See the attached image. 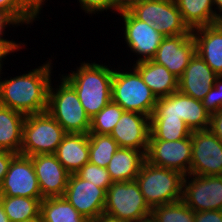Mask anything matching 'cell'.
I'll list each match as a JSON object with an SVG mask.
<instances>
[{"instance_id": "f6af8a7d", "label": "cell", "mask_w": 222, "mask_h": 222, "mask_svg": "<svg viewBox=\"0 0 222 222\" xmlns=\"http://www.w3.org/2000/svg\"><path fill=\"white\" fill-rule=\"evenodd\" d=\"M0 222H10L6 213L4 212L1 201H0Z\"/></svg>"}, {"instance_id": "f546056e", "label": "cell", "mask_w": 222, "mask_h": 222, "mask_svg": "<svg viewBox=\"0 0 222 222\" xmlns=\"http://www.w3.org/2000/svg\"><path fill=\"white\" fill-rule=\"evenodd\" d=\"M151 214L157 222H194L195 212L182 200L158 205L152 208Z\"/></svg>"}, {"instance_id": "836d02e7", "label": "cell", "mask_w": 222, "mask_h": 222, "mask_svg": "<svg viewBox=\"0 0 222 222\" xmlns=\"http://www.w3.org/2000/svg\"><path fill=\"white\" fill-rule=\"evenodd\" d=\"M201 102L211 115L222 110V76L216 78L211 90Z\"/></svg>"}, {"instance_id": "52a82bcc", "label": "cell", "mask_w": 222, "mask_h": 222, "mask_svg": "<svg viewBox=\"0 0 222 222\" xmlns=\"http://www.w3.org/2000/svg\"><path fill=\"white\" fill-rule=\"evenodd\" d=\"M151 212L152 208L136 180L113 182L108 187L103 214L125 222H136Z\"/></svg>"}, {"instance_id": "7dc6e473", "label": "cell", "mask_w": 222, "mask_h": 222, "mask_svg": "<svg viewBox=\"0 0 222 222\" xmlns=\"http://www.w3.org/2000/svg\"><path fill=\"white\" fill-rule=\"evenodd\" d=\"M40 11L42 10L41 8H43V5L45 4L44 2L46 0H30Z\"/></svg>"}, {"instance_id": "9a60e30c", "label": "cell", "mask_w": 222, "mask_h": 222, "mask_svg": "<svg viewBox=\"0 0 222 222\" xmlns=\"http://www.w3.org/2000/svg\"><path fill=\"white\" fill-rule=\"evenodd\" d=\"M195 53L196 46L192 34L167 36L161 41L152 60L165 66L179 79Z\"/></svg>"}, {"instance_id": "7402d4cb", "label": "cell", "mask_w": 222, "mask_h": 222, "mask_svg": "<svg viewBox=\"0 0 222 222\" xmlns=\"http://www.w3.org/2000/svg\"><path fill=\"white\" fill-rule=\"evenodd\" d=\"M145 161V152L138 149L119 148L113 154L106 169L113 182L132 181L136 180Z\"/></svg>"}, {"instance_id": "ffe728a7", "label": "cell", "mask_w": 222, "mask_h": 222, "mask_svg": "<svg viewBox=\"0 0 222 222\" xmlns=\"http://www.w3.org/2000/svg\"><path fill=\"white\" fill-rule=\"evenodd\" d=\"M55 155L70 174L78 172L89 162L88 134L67 133L58 145Z\"/></svg>"}, {"instance_id": "4fadbf2b", "label": "cell", "mask_w": 222, "mask_h": 222, "mask_svg": "<svg viewBox=\"0 0 222 222\" xmlns=\"http://www.w3.org/2000/svg\"><path fill=\"white\" fill-rule=\"evenodd\" d=\"M192 159L191 135L175 141L149 140L146 161L189 175Z\"/></svg>"}, {"instance_id": "6da1fadb", "label": "cell", "mask_w": 222, "mask_h": 222, "mask_svg": "<svg viewBox=\"0 0 222 222\" xmlns=\"http://www.w3.org/2000/svg\"><path fill=\"white\" fill-rule=\"evenodd\" d=\"M52 60L19 76L1 79L0 105L22 114L42 113L48 108V90L51 79Z\"/></svg>"}, {"instance_id": "83f0119b", "label": "cell", "mask_w": 222, "mask_h": 222, "mask_svg": "<svg viewBox=\"0 0 222 222\" xmlns=\"http://www.w3.org/2000/svg\"><path fill=\"white\" fill-rule=\"evenodd\" d=\"M192 130L181 118L150 117L149 140L175 141L187 138Z\"/></svg>"}, {"instance_id": "8992f818", "label": "cell", "mask_w": 222, "mask_h": 222, "mask_svg": "<svg viewBox=\"0 0 222 222\" xmlns=\"http://www.w3.org/2000/svg\"><path fill=\"white\" fill-rule=\"evenodd\" d=\"M66 134L67 132L48 111L26 115L20 154L30 157L55 154Z\"/></svg>"}, {"instance_id": "4316f807", "label": "cell", "mask_w": 222, "mask_h": 222, "mask_svg": "<svg viewBox=\"0 0 222 222\" xmlns=\"http://www.w3.org/2000/svg\"><path fill=\"white\" fill-rule=\"evenodd\" d=\"M42 200L20 196H0L4 212L10 222H24L40 218V204Z\"/></svg>"}, {"instance_id": "ba28073f", "label": "cell", "mask_w": 222, "mask_h": 222, "mask_svg": "<svg viewBox=\"0 0 222 222\" xmlns=\"http://www.w3.org/2000/svg\"><path fill=\"white\" fill-rule=\"evenodd\" d=\"M137 19L154 25L165 37L192 34L183 21L177 3L144 0L129 10Z\"/></svg>"}, {"instance_id": "ac0fdd59", "label": "cell", "mask_w": 222, "mask_h": 222, "mask_svg": "<svg viewBox=\"0 0 222 222\" xmlns=\"http://www.w3.org/2000/svg\"><path fill=\"white\" fill-rule=\"evenodd\" d=\"M218 75L195 53L182 76L178 90L189 97L202 101L211 90Z\"/></svg>"}, {"instance_id": "d590c367", "label": "cell", "mask_w": 222, "mask_h": 222, "mask_svg": "<svg viewBox=\"0 0 222 222\" xmlns=\"http://www.w3.org/2000/svg\"><path fill=\"white\" fill-rule=\"evenodd\" d=\"M78 1V0H77ZM81 9L87 14H99L98 12L104 13L106 10L112 11V2L111 0H79Z\"/></svg>"}, {"instance_id": "8d00e7d4", "label": "cell", "mask_w": 222, "mask_h": 222, "mask_svg": "<svg viewBox=\"0 0 222 222\" xmlns=\"http://www.w3.org/2000/svg\"><path fill=\"white\" fill-rule=\"evenodd\" d=\"M10 25H12L13 27H15L14 25L21 26L19 24H0V51L6 57H7V55H9L11 53H14L15 51L20 50V48L22 49V46H25V44L23 45L20 42L16 43L15 41L7 40L3 37V36H5L4 29H6L7 26L11 27Z\"/></svg>"}, {"instance_id": "5b68a950", "label": "cell", "mask_w": 222, "mask_h": 222, "mask_svg": "<svg viewBox=\"0 0 222 222\" xmlns=\"http://www.w3.org/2000/svg\"><path fill=\"white\" fill-rule=\"evenodd\" d=\"M131 71L116 70L112 78V101L119 104L124 111L137 112L151 117L157 97L144 83L140 73L132 67Z\"/></svg>"}, {"instance_id": "7c38bea8", "label": "cell", "mask_w": 222, "mask_h": 222, "mask_svg": "<svg viewBox=\"0 0 222 222\" xmlns=\"http://www.w3.org/2000/svg\"><path fill=\"white\" fill-rule=\"evenodd\" d=\"M0 196L44 199L30 156L16 154L0 187Z\"/></svg>"}, {"instance_id": "cb8c5ba5", "label": "cell", "mask_w": 222, "mask_h": 222, "mask_svg": "<svg viewBox=\"0 0 222 222\" xmlns=\"http://www.w3.org/2000/svg\"><path fill=\"white\" fill-rule=\"evenodd\" d=\"M177 6L191 31L217 23L213 0H178Z\"/></svg>"}, {"instance_id": "484cf974", "label": "cell", "mask_w": 222, "mask_h": 222, "mask_svg": "<svg viewBox=\"0 0 222 222\" xmlns=\"http://www.w3.org/2000/svg\"><path fill=\"white\" fill-rule=\"evenodd\" d=\"M42 222H90L64 196L44 198L40 204Z\"/></svg>"}, {"instance_id": "2e32d148", "label": "cell", "mask_w": 222, "mask_h": 222, "mask_svg": "<svg viewBox=\"0 0 222 222\" xmlns=\"http://www.w3.org/2000/svg\"><path fill=\"white\" fill-rule=\"evenodd\" d=\"M110 136L120 148L138 149L147 153L150 138V117L124 111Z\"/></svg>"}, {"instance_id": "74e56055", "label": "cell", "mask_w": 222, "mask_h": 222, "mask_svg": "<svg viewBox=\"0 0 222 222\" xmlns=\"http://www.w3.org/2000/svg\"><path fill=\"white\" fill-rule=\"evenodd\" d=\"M194 222H222V210L195 212Z\"/></svg>"}, {"instance_id": "1f68e13d", "label": "cell", "mask_w": 222, "mask_h": 222, "mask_svg": "<svg viewBox=\"0 0 222 222\" xmlns=\"http://www.w3.org/2000/svg\"><path fill=\"white\" fill-rule=\"evenodd\" d=\"M0 10L6 11L21 26L35 22L41 12L30 0H0Z\"/></svg>"}, {"instance_id": "816d5d0a", "label": "cell", "mask_w": 222, "mask_h": 222, "mask_svg": "<svg viewBox=\"0 0 222 222\" xmlns=\"http://www.w3.org/2000/svg\"><path fill=\"white\" fill-rule=\"evenodd\" d=\"M163 1L172 2V3H177L178 0H163Z\"/></svg>"}, {"instance_id": "ee69618b", "label": "cell", "mask_w": 222, "mask_h": 222, "mask_svg": "<svg viewBox=\"0 0 222 222\" xmlns=\"http://www.w3.org/2000/svg\"><path fill=\"white\" fill-rule=\"evenodd\" d=\"M216 18L222 17V0H213Z\"/></svg>"}, {"instance_id": "e575fe53", "label": "cell", "mask_w": 222, "mask_h": 222, "mask_svg": "<svg viewBox=\"0 0 222 222\" xmlns=\"http://www.w3.org/2000/svg\"><path fill=\"white\" fill-rule=\"evenodd\" d=\"M151 117L180 118L176 112V92L166 97L159 98Z\"/></svg>"}, {"instance_id": "9c48e42d", "label": "cell", "mask_w": 222, "mask_h": 222, "mask_svg": "<svg viewBox=\"0 0 222 222\" xmlns=\"http://www.w3.org/2000/svg\"><path fill=\"white\" fill-rule=\"evenodd\" d=\"M182 201L194 212L222 210V175H186Z\"/></svg>"}, {"instance_id": "277c9868", "label": "cell", "mask_w": 222, "mask_h": 222, "mask_svg": "<svg viewBox=\"0 0 222 222\" xmlns=\"http://www.w3.org/2000/svg\"><path fill=\"white\" fill-rule=\"evenodd\" d=\"M60 85L48 90V113L67 133L88 134L91 119L86 114L75 89L62 77ZM52 85V86H51Z\"/></svg>"}, {"instance_id": "ab89813d", "label": "cell", "mask_w": 222, "mask_h": 222, "mask_svg": "<svg viewBox=\"0 0 222 222\" xmlns=\"http://www.w3.org/2000/svg\"><path fill=\"white\" fill-rule=\"evenodd\" d=\"M144 0H111L112 2V11L122 13L129 11L134 5L141 3Z\"/></svg>"}, {"instance_id": "30bf717a", "label": "cell", "mask_w": 222, "mask_h": 222, "mask_svg": "<svg viewBox=\"0 0 222 222\" xmlns=\"http://www.w3.org/2000/svg\"><path fill=\"white\" fill-rule=\"evenodd\" d=\"M192 159L189 175H222V140L210 129L191 132Z\"/></svg>"}, {"instance_id": "e0dca14e", "label": "cell", "mask_w": 222, "mask_h": 222, "mask_svg": "<svg viewBox=\"0 0 222 222\" xmlns=\"http://www.w3.org/2000/svg\"><path fill=\"white\" fill-rule=\"evenodd\" d=\"M43 198L64 196L70 173L55 154L31 156Z\"/></svg>"}, {"instance_id": "f1b7e54d", "label": "cell", "mask_w": 222, "mask_h": 222, "mask_svg": "<svg viewBox=\"0 0 222 222\" xmlns=\"http://www.w3.org/2000/svg\"><path fill=\"white\" fill-rule=\"evenodd\" d=\"M89 162L106 168L112 156L120 148L118 143L108 134L88 133Z\"/></svg>"}, {"instance_id": "3957f363", "label": "cell", "mask_w": 222, "mask_h": 222, "mask_svg": "<svg viewBox=\"0 0 222 222\" xmlns=\"http://www.w3.org/2000/svg\"><path fill=\"white\" fill-rule=\"evenodd\" d=\"M184 176L179 171L145 161L136 181L146 202L153 208L182 200Z\"/></svg>"}, {"instance_id": "44dd1931", "label": "cell", "mask_w": 222, "mask_h": 222, "mask_svg": "<svg viewBox=\"0 0 222 222\" xmlns=\"http://www.w3.org/2000/svg\"><path fill=\"white\" fill-rule=\"evenodd\" d=\"M141 75L144 83L152 90L157 99L166 97L178 90V78L165 66L153 60L136 62L133 66Z\"/></svg>"}, {"instance_id": "8fae6325", "label": "cell", "mask_w": 222, "mask_h": 222, "mask_svg": "<svg viewBox=\"0 0 222 222\" xmlns=\"http://www.w3.org/2000/svg\"><path fill=\"white\" fill-rule=\"evenodd\" d=\"M124 21V39L137 61L152 60L161 44L163 36L157 28L137 19L130 11L119 13Z\"/></svg>"}, {"instance_id": "603a6c76", "label": "cell", "mask_w": 222, "mask_h": 222, "mask_svg": "<svg viewBox=\"0 0 222 222\" xmlns=\"http://www.w3.org/2000/svg\"><path fill=\"white\" fill-rule=\"evenodd\" d=\"M25 115L0 105V150L20 154Z\"/></svg>"}, {"instance_id": "60d3db41", "label": "cell", "mask_w": 222, "mask_h": 222, "mask_svg": "<svg viewBox=\"0 0 222 222\" xmlns=\"http://www.w3.org/2000/svg\"><path fill=\"white\" fill-rule=\"evenodd\" d=\"M209 129L220 139L222 138V110L211 115Z\"/></svg>"}, {"instance_id": "c3c4849f", "label": "cell", "mask_w": 222, "mask_h": 222, "mask_svg": "<svg viewBox=\"0 0 222 222\" xmlns=\"http://www.w3.org/2000/svg\"><path fill=\"white\" fill-rule=\"evenodd\" d=\"M4 59H6V56L0 51V69H3L2 66L4 65Z\"/></svg>"}, {"instance_id": "681fc988", "label": "cell", "mask_w": 222, "mask_h": 222, "mask_svg": "<svg viewBox=\"0 0 222 222\" xmlns=\"http://www.w3.org/2000/svg\"><path fill=\"white\" fill-rule=\"evenodd\" d=\"M24 222H42V221H41V218H35V219L24 221Z\"/></svg>"}, {"instance_id": "d4e9b609", "label": "cell", "mask_w": 222, "mask_h": 222, "mask_svg": "<svg viewBox=\"0 0 222 222\" xmlns=\"http://www.w3.org/2000/svg\"><path fill=\"white\" fill-rule=\"evenodd\" d=\"M176 112L192 131L207 130L210 127L211 114L202 102L179 90L176 91Z\"/></svg>"}, {"instance_id": "b9f144b4", "label": "cell", "mask_w": 222, "mask_h": 222, "mask_svg": "<svg viewBox=\"0 0 222 222\" xmlns=\"http://www.w3.org/2000/svg\"><path fill=\"white\" fill-rule=\"evenodd\" d=\"M0 24H18L6 11L0 10Z\"/></svg>"}, {"instance_id": "5bb4252c", "label": "cell", "mask_w": 222, "mask_h": 222, "mask_svg": "<svg viewBox=\"0 0 222 222\" xmlns=\"http://www.w3.org/2000/svg\"><path fill=\"white\" fill-rule=\"evenodd\" d=\"M64 198L90 222L104 213L106 191L76 173L69 176Z\"/></svg>"}, {"instance_id": "7a4b0ae2", "label": "cell", "mask_w": 222, "mask_h": 222, "mask_svg": "<svg viewBox=\"0 0 222 222\" xmlns=\"http://www.w3.org/2000/svg\"><path fill=\"white\" fill-rule=\"evenodd\" d=\"M113 73L114 69L104 64L84 61L75 71L61 76L75 89L91 119L112 100Z\"/></svg>"}, {"instance_id": "bcb514c9", "label": "cell", "mask_w": 222, "mask_h": 222, "mask_svg": "<svg viewBox=\"0 0 222 222\" xmlns=\"http://www.w3.org/2000/svg\"><path fill=\"white\" fill-rule=\"evenodd\" d=\"M136 222H157V220L153 217V215L151 214V215H148V216H146V217H144V218H141V219H139L138 221H136Z\"/></svg>"}, {"instance_id": "d6a6232c", "label": "cell", "mask_w": 222, "mask_h": 222, "mask_svg": "<svg viewBox=\"0 0 222 222\" xmlns=\"http://www.w3.org/2000/svg\"><path fill=\"white\" fill-rule=\"evenodd\" d=\"M76 174L80 178L103 188L105 191H107L108 187L113 183L106 168L97 166L90 162L86 163L78 172H76Z\"/></svg>"}, {"instance_id": "d6986e66", "label": "cell", "mask_w": 222, "mask_h": 222, "mask_svg": "<svg viewBox=\"0 0 222 222\" xmlns=\"http://www.w3.org/2000/svg\"><path fill=\"white\" fill-rule=\"evenodd\" d=\"M196 53L222 76V28L216 23L192 30Z\"/></svg>"}, {"instance_id": "f907efd6", "label": "cell", "mask_w": 222, "mask_h": 222, "mask_svg": "<svg viewBox=\"0 0 222 222\" xmlns=\"http://www.w3.org/2000/svg\"><path fill=\"white\" fill-rule=\"evenodd\" d=\"M217 24L222 28V17L217 19Z\"/></svg>"}, {"instance_id": "7bdbcfd3", "label": "cell", "mask_w": 222, "mask_h": 222, "mask_svg": "<svg viewBox=\"0 0 222 222\" xmlns=\"http://www.w3.org/2000/svg\"><path fill=\"white\" fill-rule=\"evenodd\" d=\"M92 222H125V221H121V220L109 217L105 214H102L97 219L93 220Z\"/></svg>"}, {"instance_id": "4dcf8cb0", "label": "cell", "mask_w": 222, "mask_h": 222, "mask_svg": "<svg viewBox=\"0 0 222 222\" xmlns=\"http://www.w3.org/2000/svg\"><path fill=\"white\" fill-rule=\"evenodd\" d=\"M123 112L124 109L111 100L103 109L91 118L89 133L110 135Z\"/></svg>"}, {"instance_id": "f35d334b", "label": "cell", "mask_w": 222, "mask_h": 222, "mask_svg": "<svg viewBox=\"0 0 222 222\" xmlns=\"http://www.w3.org/2000/svg\"><path fill=\"white\" fill-rule=\"evenodd\" d=\"M15 155L16 153L14 152L7 150H0V187L8 171L9 164Z\"/></svg>"}]
</instances>
